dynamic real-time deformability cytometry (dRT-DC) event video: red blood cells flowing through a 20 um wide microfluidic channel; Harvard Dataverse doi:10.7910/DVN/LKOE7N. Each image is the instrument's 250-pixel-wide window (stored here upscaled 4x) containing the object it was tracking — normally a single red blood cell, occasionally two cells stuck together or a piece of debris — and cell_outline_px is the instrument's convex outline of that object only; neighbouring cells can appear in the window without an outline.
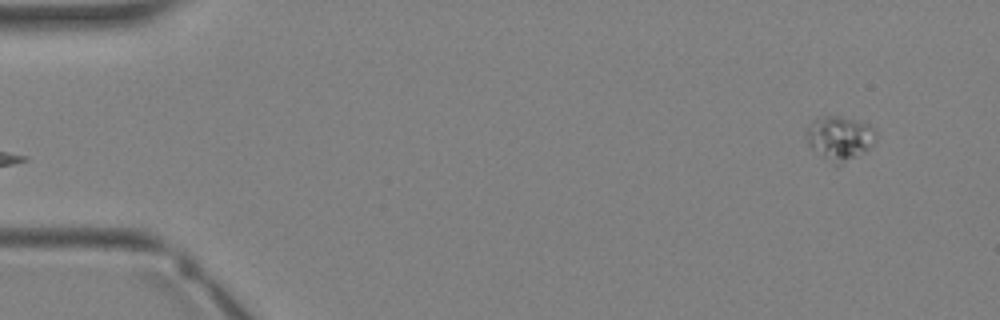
{"species": "Egyptian fruit bat (a non-hibernating species)", "species_latin": "Rousettus aegyptiacus", "temperature_condition": "warm", "stored_images_in_passage": 2, "camera_frame_rate_fps": 3000, "um_per_image_px": 0.085, "animal": {"sex": "female"}, "frame": {"image": 1, "passage_image": 2, "time_ms": 1.333, "image_size_px": [1000, 320], "cell_outline_px": [[876, 140], [864, 152], [836, 168], [812, 148], [808, 144], [804, 128], [816, 116], [840, 116], [860, 120], [876, 128]], "centroid_in_image_um": [71.35, 11.73], "position_along_channel_um": 13.7, "area_um2": 18.5}}